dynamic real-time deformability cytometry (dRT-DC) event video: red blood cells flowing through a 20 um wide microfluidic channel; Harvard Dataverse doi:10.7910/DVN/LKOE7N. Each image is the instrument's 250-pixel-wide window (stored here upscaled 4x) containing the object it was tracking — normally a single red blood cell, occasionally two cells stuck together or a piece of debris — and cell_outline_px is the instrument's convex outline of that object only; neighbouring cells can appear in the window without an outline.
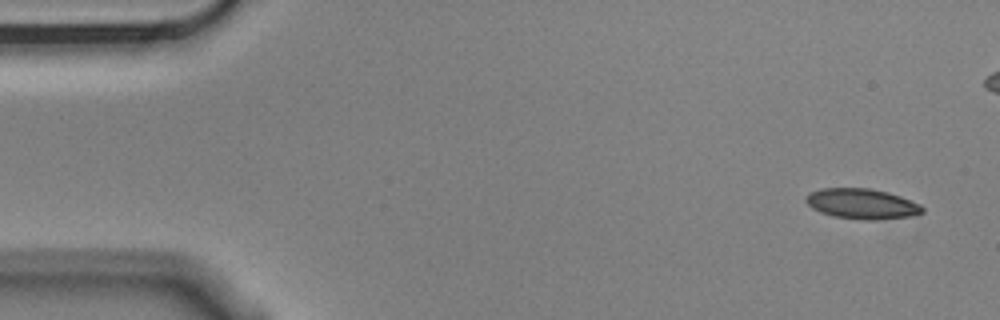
{"species": "Egyptian fruit bat (a non-hibernating species)", "species_latin": "Rousettus aegyptiacus", "temperature_condition": "cold", "stored_images_in_passage": 7, "segment_of_instrument_passage": [1, 2], "camera_frame_rate_fps": 3000, "um_per_image_px": 0.085, "animal": {"sex": "male"}, "frame": {"image": 1, "passage_image": 1, "time_ms": 0.0, "image_size_px": [1000, 320], "cell_outline_px": [[924, 212], [908, 216], [876, 220], [864, 220], [832, 216], [820, 212], [812, 208], [804, 200], [804, 196], [808, 192], [820, 188], [868, 188], [888, 192], [900, 196], [920, 204], [924, 208]], "centroid_in_image_um": [73.21, 17.31], "position_along_channel_um": 11.8, "area_um2": 20.69}}
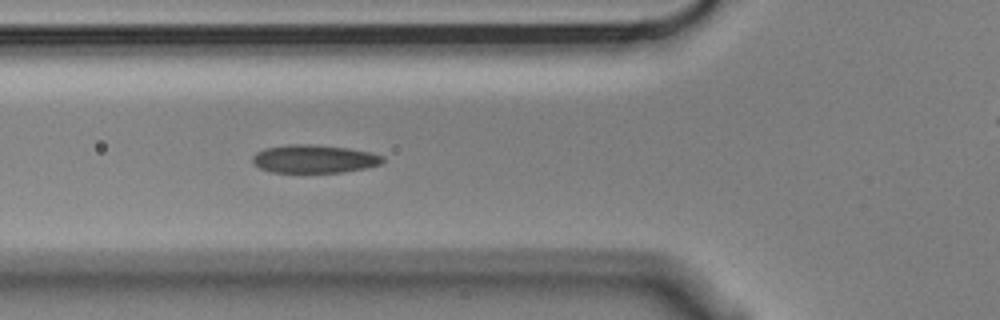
{"frame": {"image": 2, "passage_image": 6, "time_ms": 1.667, "image_size_px": [1000, 320], "cell_outline_px": [[384, 160], [380, 164], [364, 168], [340, 172], [272, 172], [260, 168], [252, 164], [252, 156], [256, 152], [264, 148], [288, 144], [308, 144], [348, 148], [372, 152], [384, 156]], "centroid_in_image_um": [26.67, 13.5], "position_along_channel_um": 99.1, "area_um2": 21.39}}